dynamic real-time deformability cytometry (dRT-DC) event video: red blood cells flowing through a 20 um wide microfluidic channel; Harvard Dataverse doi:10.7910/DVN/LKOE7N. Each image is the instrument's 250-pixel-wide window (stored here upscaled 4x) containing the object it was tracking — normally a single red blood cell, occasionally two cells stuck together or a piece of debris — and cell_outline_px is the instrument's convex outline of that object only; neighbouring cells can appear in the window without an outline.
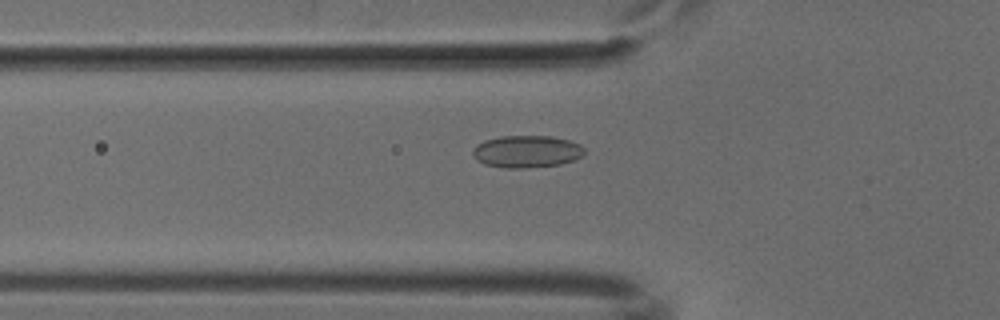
{"species": "common noctule bat (a hibernating species)", "species_latin": "Nyctalus noctula", "temperature_condition": "cold", "stored_images_in_passage": 52, "camera_frame_rate_fps": 3000, "um_per_image_px": 0.085, "animal": {"sex": "male", "body_mass_g": 18.8}, "frame": {"image": 1, "passage_image": 18, "time_ms": 5.667, "image_size_px": [1000, 320], "cell_outline_px": [[584, 152], [580, 156], [572, 160], [560, 164], [524, 168], [504, 168], [484, 164], [476, 160], [472, 156], [472, 148], [476, 144], [484, 140], [500, 136], [552, 136], [568, 140], [580, 144], [584, 148]], "centroid_in_image_um": [44.7, 12.87], "position_along_channel_um": 81.1, "area_um2": 21.04}}
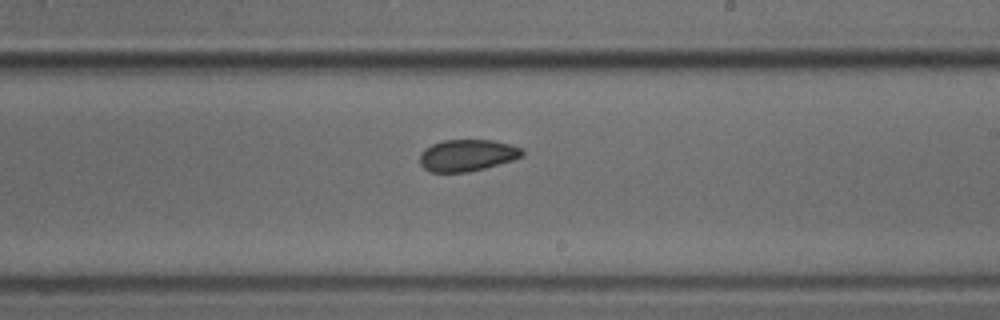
{"frame": {"image": 2, "passage_image": 31, "time_ms": 10.0, "image_size_px": [1000, 320], "cell_outline_px": [[524, 156], [512, 160], [484, 168], [468, 172], [428, 172], [420, 164], [420, 152], [424, 148], [432, 144], [444, 140], [492, 140], [512, 144], [524, 148]], "centroid_in_image_um": [39.72, 13.19], "position_along_channel_um": 249.3, "area_um2": 19.13}}
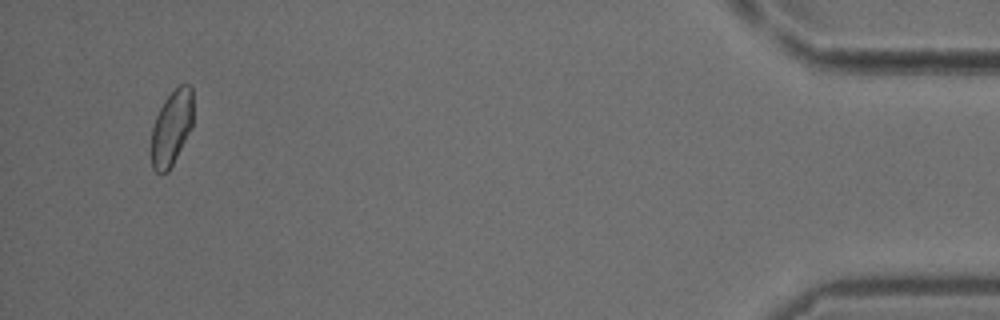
{"frame": {"image": 3, "passage_image": 50, "time_ms": 16.333, "image_size_px": [1000, 320], "cell_outline_px": [[192, 128], [168, 172], [156, 172], [152, 168], [152, 128], [156, 116], [164, 100], [180, 84], [188, 84], [192, 88]], "centroid_in_image_um": [14.59, 10.86], "position_along_channel_um": 420.6, "area_um2": 18.09}}